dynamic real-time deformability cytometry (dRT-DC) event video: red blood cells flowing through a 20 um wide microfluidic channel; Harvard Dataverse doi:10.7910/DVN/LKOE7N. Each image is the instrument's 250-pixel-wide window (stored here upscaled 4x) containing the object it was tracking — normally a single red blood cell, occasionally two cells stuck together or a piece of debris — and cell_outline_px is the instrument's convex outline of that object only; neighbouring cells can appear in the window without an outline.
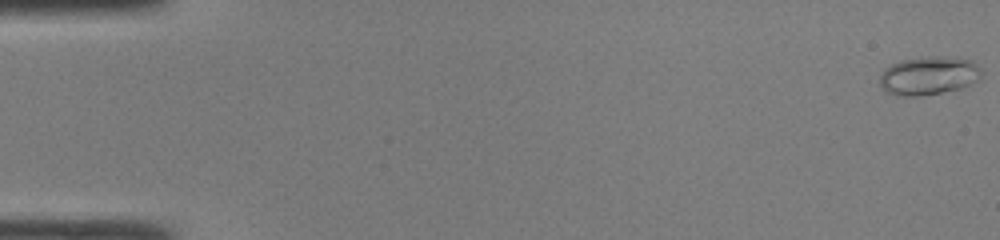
{"species": "common noctule bat (a hibernating species)", "species_latin": "Nyctalus noctula", "temperature_condition": "room temperature", "stored_images_in_passage": 37, "camera_frame_rate_fps": 3000, "um_per_image_px": 0.085, "animal": {"sex": "male", "body_mass_g": 19.0, "forearm_length_mm": 50.8}, "frame": {"image": 1, "passage_image": 1, "time_ms": 0.0, "image_size_px": [1000, 240], "cell_outline_px": [[980, 80], [960, 88], [920, 96], [896, 96], [884, 92], [880, 84], [880, 76], [884, 68], [900, 60], [932, 56], [956, 56], [972, 60], [980, 68]], "centroid_in_image_um": [78.92, 6.42], "position_along_channel_um": 6.1, "area_um2": 23.06}}
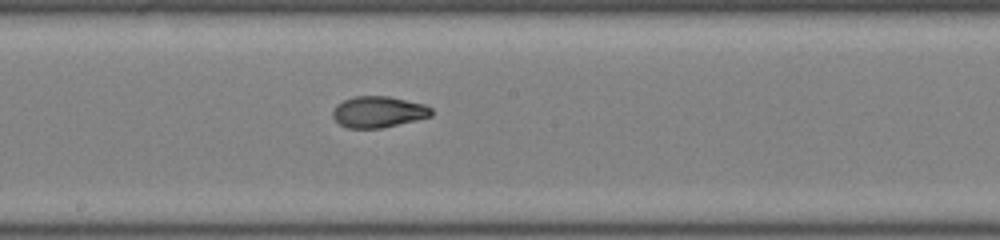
{"frame": {"image": 2, "passage_image": 27, "time_ms": 8.667, "image_size_px": [1000, 240], "cell_outline_px": [[432, 116], [416, 120], [380, 128], [348, 128], [340, 124], [332, 116], [332, 112], [336, 104], [344, 100], [356, 96], [388, 96], [424, 104], [432, 108]], "centroid_in_image_um": [32.15, 9.51], "position_along_channel_um": 216.0, "area_um2": 17.86}}
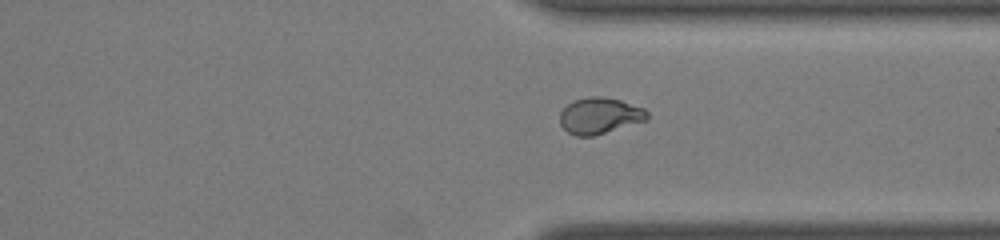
{"frame": {"image": 3, "passage_image": 37, "time_ms": 12.0, "image_size_px": [1000, 240], "cell_outline_px": [[648, 120], [592, 136], [576, 136], [568, 132], [560, 124], [560, 112], [572, 100], [588, 96], [604, 96], [620, 100], [644, 108], [648, 112]], "centroid_in_image_um": [50.97, 9.82], "position_along_channel_um": 360.4, "area_um2": 18.5}}